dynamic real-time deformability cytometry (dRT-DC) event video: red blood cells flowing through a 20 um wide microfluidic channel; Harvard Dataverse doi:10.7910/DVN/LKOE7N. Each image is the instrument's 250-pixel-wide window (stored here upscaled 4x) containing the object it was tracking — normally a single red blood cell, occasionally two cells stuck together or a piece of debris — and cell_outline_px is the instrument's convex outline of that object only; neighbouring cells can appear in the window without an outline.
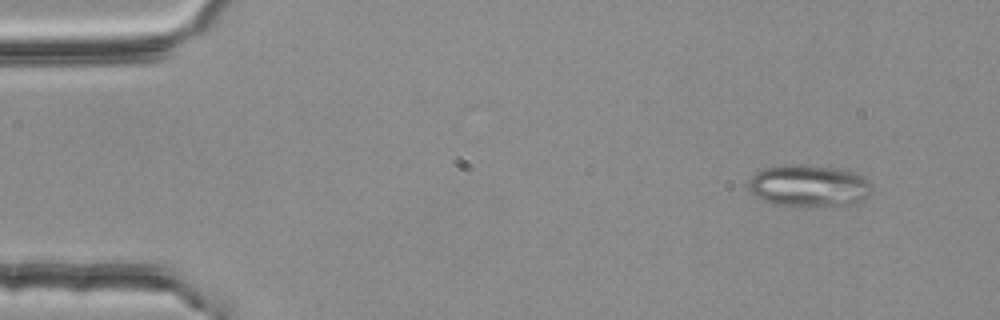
{"species": "common noctule bat (a hibernating species)", "species_latin": "Nyctalus noctula", "temperature_condition": "room temperature", "stored_images_in_passage": 3, "camera_frame_rate_fps": 3000, "um_per_image_px": 0.085, "animal": {"sex": "female", "body_mass_g": 25.1}, "frame": {"image": 1, "passage_image": 1, "time_ms": 0.0, "image_size_px": [1000, 320], "cell_outline_px": [[872, 192], [864, 200], [856, 204], [772, 204], [760, 200], [748, 192], [748, 180], [756, 172], [764, 168], [792, 164], [796, 164], [840, 168], [864, 176], [868, 180], [872, 188]], "centroid_in_image_um": [68.73, 15.76], "position_along_channel_um": 16.3, "area_um2": 29.94}}